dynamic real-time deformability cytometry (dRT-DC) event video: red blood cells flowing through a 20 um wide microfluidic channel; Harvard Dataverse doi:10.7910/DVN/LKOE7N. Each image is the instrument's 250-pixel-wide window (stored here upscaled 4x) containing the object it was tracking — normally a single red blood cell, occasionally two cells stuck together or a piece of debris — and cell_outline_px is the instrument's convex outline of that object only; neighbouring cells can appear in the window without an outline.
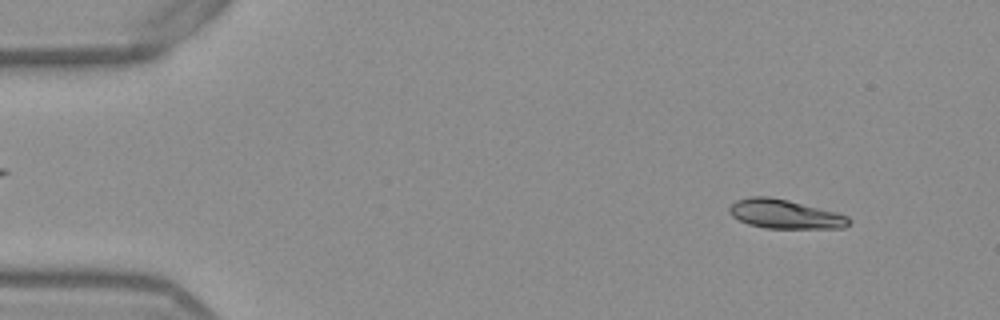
{"species": "Egyptian fruit bat (a non-hibernating species)", "species_latin": "Rousettus aegyptiacus", "temperature_condition": "warm", "stored_images_in_passage": 51, "camera_frame_rate_fps": 3000, "um_per_image_px": 0.085, "frame": {"image": 1, "passage_image": 4, "time_ms": 1.0, "image_size_px": [1000, 320], "cell_outline_px": [[852, 220], [844, 228], [764, 228], [748, 224], [732, 216], [728, 212], [728, 208], [736, 200], [752, 196], [768, 196], [788, 200], [836, 212], [848, 216]], "centroid_in_image_um": [66.71, 18.2], "position_along_channel_um": 18.3, "area_um2": 20.23}}
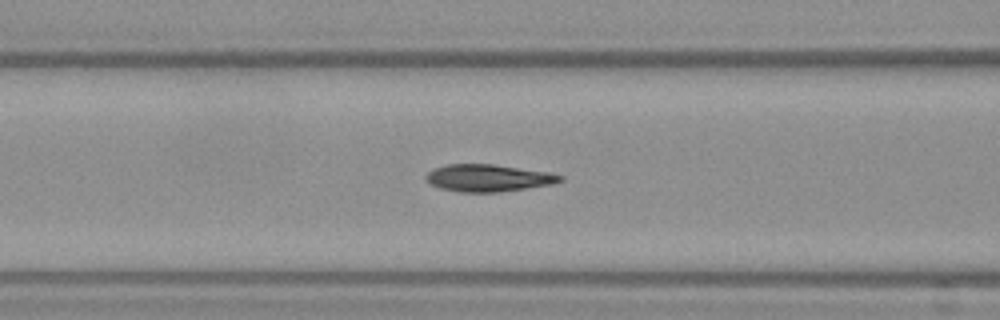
{"frame": {"image": 2, "passage_image": 20, "time_ms": 6.333, "image_size_px": [1000, 320], "cell_outline_px": [[564, 180], [552, 184], [528, 188], [500, 192], [460, 192], [440, 188], [424, 180], [424, 176], [432, 168], [448, 164], [496, 164], [548, 172], [564, 176]], "centroid_in_image_um": [41.49, 15.12], "position_along_channel_um": 125.1, "area_um2": 21.44}}
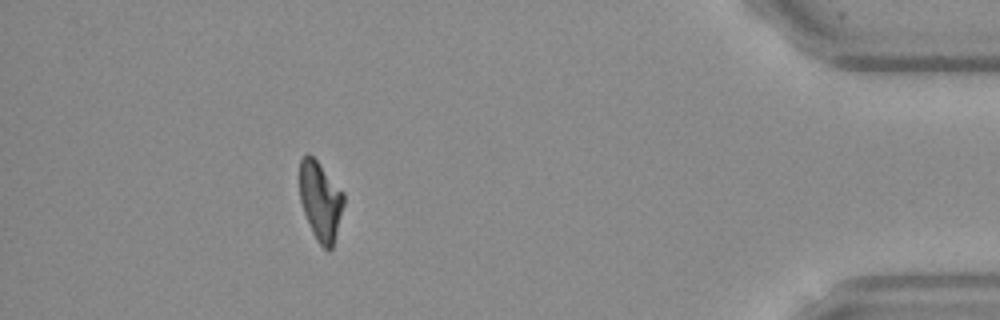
{"frame": {"image": 3, "passage_image": 46, "time_ms": 15.0, "image_size_px": [1000, 320], "cell_outline_px": [[344, 204], [332, 248], [328, 252], [316, 240], [312, 232], [304, 212], [300, 200], [300, 160], [308, 152], [316, 160], [344, 192]], "centroid_in_image_um": [27.24, 17.08], "position_along_channel_um": 408.0, "area_um2": 20.11}, "authors_computed_cell_mechanics": {"area_um2": 20.7502, "velocity_mm_per_s": 3.8731, "shape_relaxation_time_tau1_ms": null, "shape_relaxation_time_tau2_ms": 3.348, "deformation_change_tau1": null, "deformation_change_tau2": 0.0847}}